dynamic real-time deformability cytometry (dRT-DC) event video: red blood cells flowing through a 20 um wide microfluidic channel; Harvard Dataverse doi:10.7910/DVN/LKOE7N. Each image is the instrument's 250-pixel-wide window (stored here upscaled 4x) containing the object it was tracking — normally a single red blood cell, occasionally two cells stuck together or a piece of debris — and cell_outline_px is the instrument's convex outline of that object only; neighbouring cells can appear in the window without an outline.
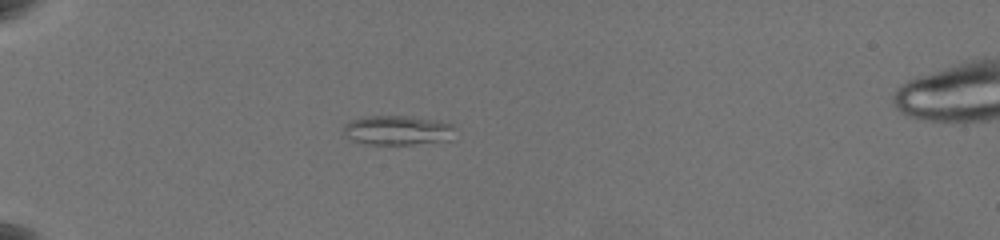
{"species": "common noctule bat (a hibernating species)", "species_latin": "Nyctalus noctula", "temperature_condition": "warm", "stored_images_in_passage": 21, "camera_frame_rate_fps": 3000, "um_per_image_px": 0.085, "animal": {"sex": "female", "body_mass_g": 19.5, "forearm_length_mm": 54.1}, "frame": {"image": 1, "passage_image": 10, "time_ms": 4.333, "image_size_px": [1000, 240], "cell_outline_px": [[456, 128], [452, 140], [412, 144], [364, 144], [352, 140], [344, 136], [344, 124], [352, 120], [368, 116], [404, 116], [452, 124]], "centroid_in_image_um": [33.78, 11.09], "position_along_channel_um": 51.2, "area_um2": 19.02}}
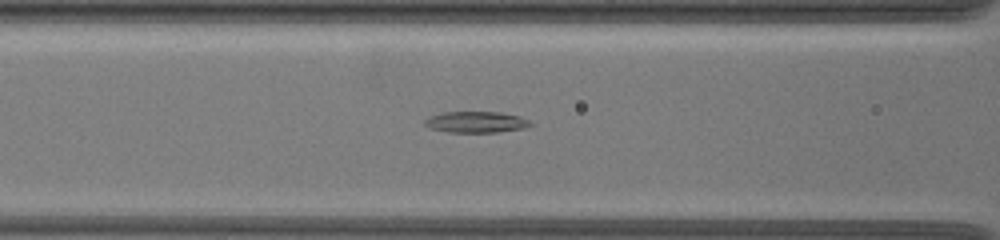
{"frame": {"image": 2, "passage_image": 17, "time_ms": 7.333, "image_size_px": [1000, 240], "cell_outline_px": [[532, 124], [524, 128], [496, 132], [448, 132], [432, 128], [424, 124], [424, 120], [428, 116], [444, 112], [500, 112], [520, 116], [528, 120]], "centroid_in_image_um": [40.45, 10.36], "position_along_channel_um": 126.2, "area_um2": 12.95}}
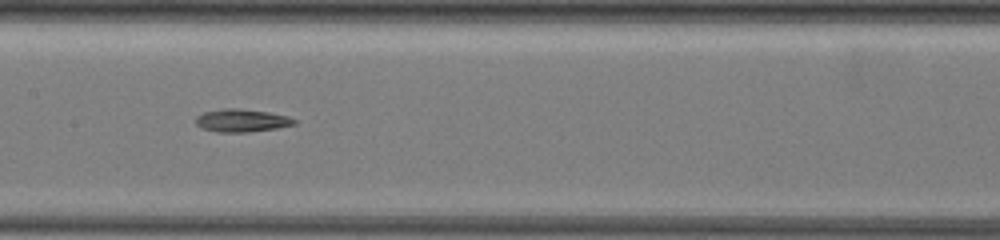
{"frame": {"image": 3, "passage_image": 20, "time_ms": 9.0, "image_size_px": [1000, 240], "cell_outline_px": [[296, 124], [276, 128], [248, 132], [216, 132], [200, 128], [196, 124], [196, 116], [204, 112], [224, 108], [236, 108], [268, 112], [288, 116], [296, 120]], "centroid_in_image_um": [20.52, 10.24], "position_along_channel_um": 186.9, "area_um2": 13.12}}